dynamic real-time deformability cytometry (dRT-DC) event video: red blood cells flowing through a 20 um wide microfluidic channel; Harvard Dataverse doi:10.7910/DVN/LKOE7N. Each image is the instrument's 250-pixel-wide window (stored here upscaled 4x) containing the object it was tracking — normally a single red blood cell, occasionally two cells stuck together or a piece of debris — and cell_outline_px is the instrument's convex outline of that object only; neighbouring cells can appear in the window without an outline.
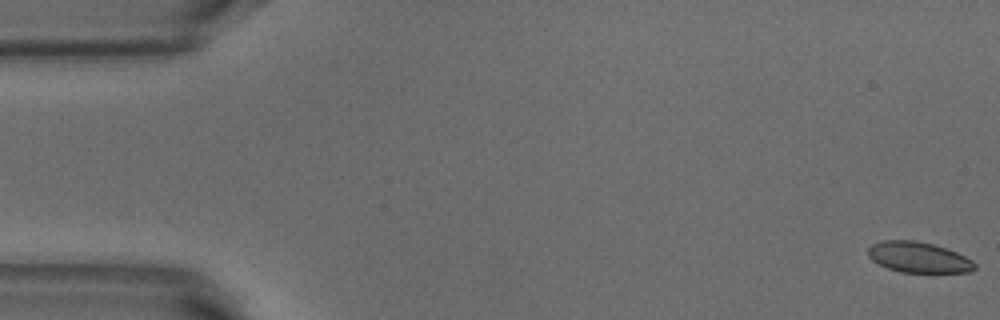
{"species": "common noctule bat (a hibernating species)", "species_latin": "Nyctalus noctula", "temperature_condition": "warm", "stored_images_in_passage": 52, "camera_frame_rate_fps": 3000, "um_per_image_px": 0.085, "animal": {"sex": "male", "body_mass_g": 18.8}, "frame": {"image": 1, "passage_image": 1, "time_ms": 0.0, "image_size_px": [1000, 320], "cell_outline_px": [[976, 268], [968, 272], [900, 272], [888, 268], [872, 260], [868, 256], [868, 248], [872, 244], [884, 240], [916, 240], [932, 244], [956, 252], [972, 260], [976, 264]], "centroid_in_image_um": [78.06, 21.87], "position_along_channel_um": 6.9, "area_um2": 18.9}}
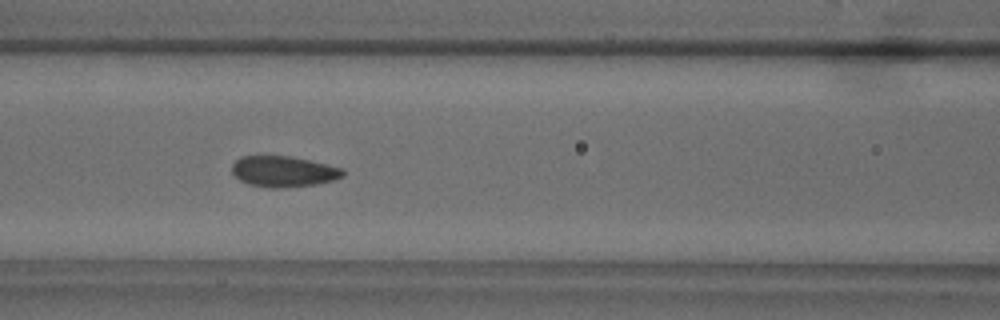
{"frame": {"image": 2, "passage_image": 22, "time_ms": 7.0, "image_size_px": [1000, 320], "cell_outline_px": [[344, 176], [332, 180], [312, 184], [280, 188], [272, 188], [248, 184], [240, 180], [232, 172], [232, 164], [240, 156], [292, 156], [344, 168]], "centroid_in_image_um": [24.08, 14.56], "position_along_channel_um": 142.5, "area_um2": 19.83}}
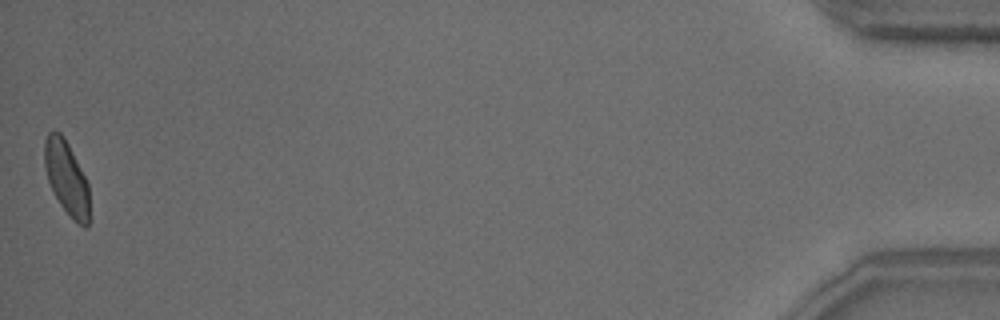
{"frame": {"image": 3, "passage_image": 52, "time_ms": 17.0, "image_size_px": [1000, 320], "cell_outline_px": [[88, 228], [84, 228], [60, 204], [48, 180], [44, 168], [44, 140], [48, 132], [52, 128], [60, 132], [64, 136], [88, 184]], "centroid_in_image_um": [5.62, 15.03], "position_along_channel_um": 429.6, "area_um2": 18.9}, "authors_computed_cell_mechanics": {"area_um2": 20.0277, "velocity_mm_per_s": 3.8469, "shape_relaxation_time_tau1_ms": 2.7567, "shape_relaxation_time_tau2_ms": 0.7394, "deformation_change_tau1": 0.0955, "deformation_change_tau2": 0.0532}}